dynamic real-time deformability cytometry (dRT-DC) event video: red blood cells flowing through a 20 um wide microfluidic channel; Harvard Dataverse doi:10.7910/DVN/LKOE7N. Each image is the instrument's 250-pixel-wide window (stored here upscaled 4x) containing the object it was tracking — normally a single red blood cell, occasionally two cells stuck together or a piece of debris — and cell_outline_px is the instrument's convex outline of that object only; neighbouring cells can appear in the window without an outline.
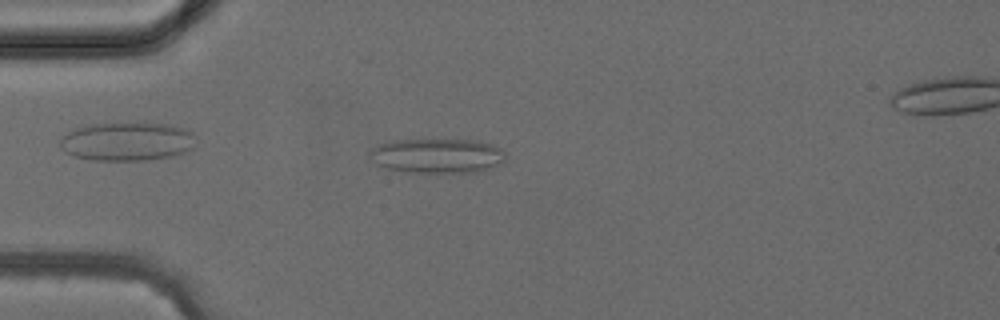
{"species": "common noctule bat (a hibernating species)", "species_latin": "Nyctalus noctula", "temperature_condition": "cold", "stored_images_in_passage": 5, "camera_frame_rate_fps": 3000, "um_per_image_px": 0.085, "animal": {"sex": "female", "body_mass_g": 24.6, "forearm_length_mm": 56.2}, "frame": {"image": 1, "passage_image": 4, "time_ms": 3.333, "image_size_px": [1000, 320], "cell_outline_px": [[504, 160], [500, 164], [476, 172], [408, 172], [388, 168], [376, 164], [368, 156], [368, 152], [372, 148], [380, 144], [392, 140], [476, 140], [492, 144], [500, 148], [504, 152]], "centroid_in_image_um": [37.14, 13.23], "position_along_channel_um": 47.9, "area_um2": 27.28}}